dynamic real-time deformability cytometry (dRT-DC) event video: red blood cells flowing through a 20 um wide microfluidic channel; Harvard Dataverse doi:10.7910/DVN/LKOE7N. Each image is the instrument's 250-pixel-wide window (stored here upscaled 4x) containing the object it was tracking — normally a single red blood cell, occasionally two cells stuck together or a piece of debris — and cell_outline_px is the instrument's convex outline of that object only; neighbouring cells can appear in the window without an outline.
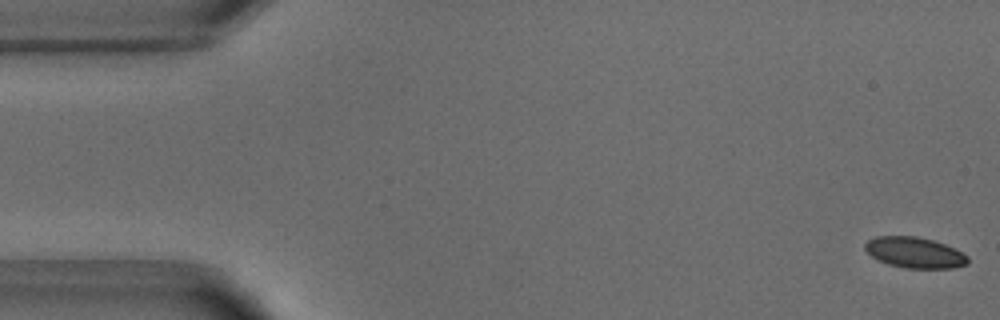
{"species": "common noctule bat (a hibernating species)", "species_latin": "Nyctalus noctula", "temperature_condition": "warm", "stored_images_in_passage": 53, "segment_of_instrument_passage": [1, 2], "camera_frame_rate_fps": 3000, "um_per_image_px": 0.085, "animal": {"sex": "male", "body_mass_g": 18.8}, "frame": {"image": 1, "passage_image": 1, "time_ms": 0.0, "image_size_px": [1000, 320], "cell_outline_px": [[968, 264], [956, 268], [904, 268], [888, 264], [872, 256], [864, 248], [864, 244], [868, 240], [876, 236], [916, 236], [932, 240], [944, 244], [968, 256]], "centroid_in_image_um": [77.74, 21.47], "position_along_channel_um": 7.3, "area_um2": 18.32}}
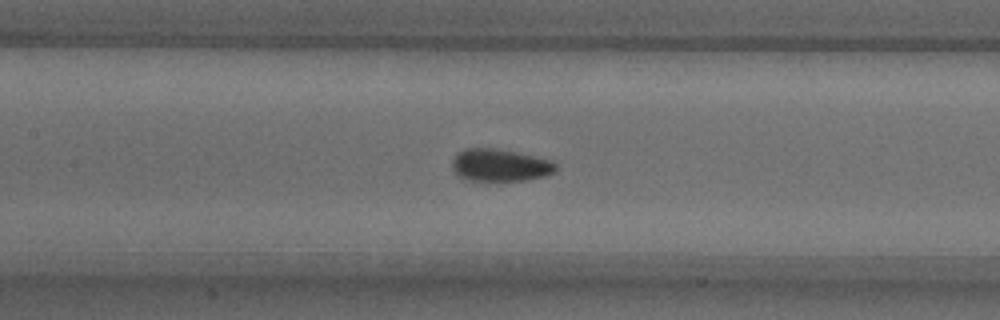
{"frame": {"image": 2, "passage_image": 23, "time_ms": 7.333, "image_size_px": [1000, 320], "cell_outline_px": [[556, 172], [548, 176], [528, 180], [468, 180], [460, 176], [452, 168], [452, 160], [464, 148], [496, 148], [516, 152], [552, 160], [556, 164]], "centroid_in_image_um": [42.55, 14.04], "position_along_channel_um": 164.8, "area_um2": 19.54}}
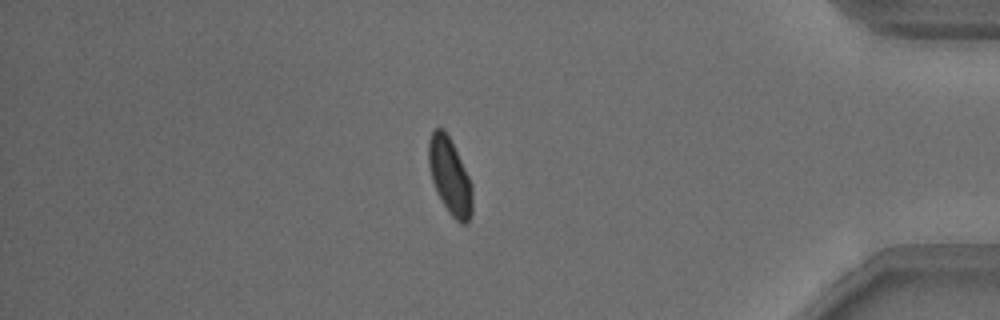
{"frame": {"image": 3, "passage_image": 44, "time_ms": 14.333, "image_size_px": [1000, 320], "cell_outline_px": [[472, 216], [468, 224], [460, 224], [448, 212], [436, 192], [432, 180], [428, 164], [428, 140], [432, 132], [436, 128], [444, 128], [472, 184]], "centroid_in_image_um": [38.23, 15.04], "position_along_channel_um": 397.0, "area_um2": 19.42}}